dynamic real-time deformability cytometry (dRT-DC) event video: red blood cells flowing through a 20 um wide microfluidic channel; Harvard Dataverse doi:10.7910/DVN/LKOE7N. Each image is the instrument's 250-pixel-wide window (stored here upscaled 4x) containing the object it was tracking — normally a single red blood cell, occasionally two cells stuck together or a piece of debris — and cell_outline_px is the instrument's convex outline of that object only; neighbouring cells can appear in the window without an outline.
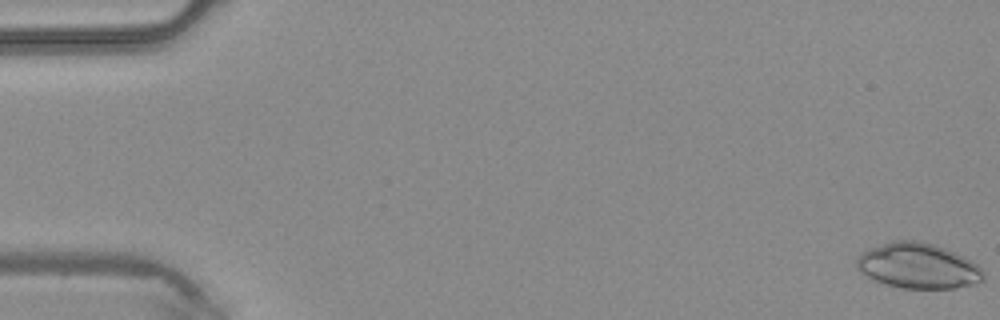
{"species": "common noctule bat (a hibernating species)", "species_latin": "Nyctalus noctula", "temperature_condition": "warm", "stored_images_in_passage": 13, "camera_frame_rate_fps": 3000, "um_per_image_px": 0.085, "animal": {"sex": "male", "body_mass_g": 20.4}, "frame": {"image": 1, "passage_image": 1, "time_ms": 0.0, "image_size_px": [1000, 320], "cell_outline_px": [[984, 280], [976, 284], [956, 288], [900, 288], [884, 284], [860, 272], [856, 268], [856, 256], [860, 252], [868, 248], [892, 240], [912, 240], [932, 244], [944, 248], [964, 256], [972, 260], [984, 272]], "centroid_in_image_um": [78.01, 22.6], "position_along_channel_um": 7.0, "area_um2": 33.76}}